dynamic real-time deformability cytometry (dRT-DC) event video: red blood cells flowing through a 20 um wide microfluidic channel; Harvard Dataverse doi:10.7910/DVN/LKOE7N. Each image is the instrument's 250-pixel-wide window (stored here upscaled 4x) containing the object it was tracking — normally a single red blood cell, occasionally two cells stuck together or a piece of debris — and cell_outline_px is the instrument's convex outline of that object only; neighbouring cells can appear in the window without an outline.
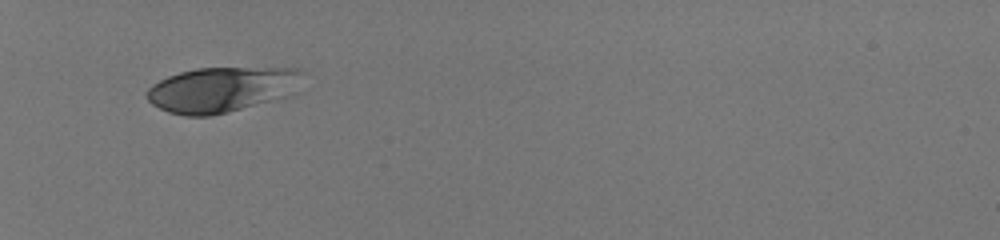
{"species": "human", "species_latin": "Homo sapiens", "temperature_condition": "room temperature", "stored_images_in_passage": 34, "camera_frame_rate_fps": 3000, "um_per_image_px": 0.085, "donor": {"sex": "male"}, "frame": {"image": 1, "passage_image": 1, "time_ms": 0.0, "image_size_px": [1000, 240], "cell_outline_px": [[304, 72], [264, 100], [228, 112], [212, 116], [184, 116], [168, 112], [152, 104], [148, 100], [148, 88], [152, 84], [168, 76], [180, 72], [196, 68], [300, 68]], "centroid_in_image_um": [18.5, 7.59], "position_along_channel_um": 66.5, "area_um2": 38.32}}
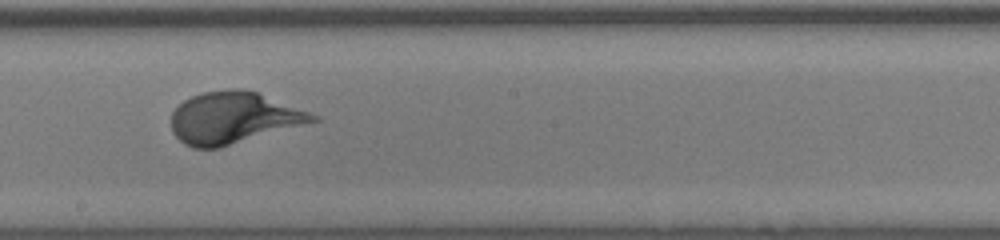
{"frame": {"image": 2, "passage_image": 15, "time_ms": 4.667, "image_size_px": [1000, 240], "cell_outline_px": [[320, 120], [220, 148], [192, 148], [184, 144], [172, 132], [172, 112], [184, 100], [192, 96], [204, 92], [232, 88], [240, 88], [256, 92], [320, 116]], "centroid_in_image_um": [19.83, 10.02], "position_along_channel_um": 228.4, "area_um2": 42.37}}
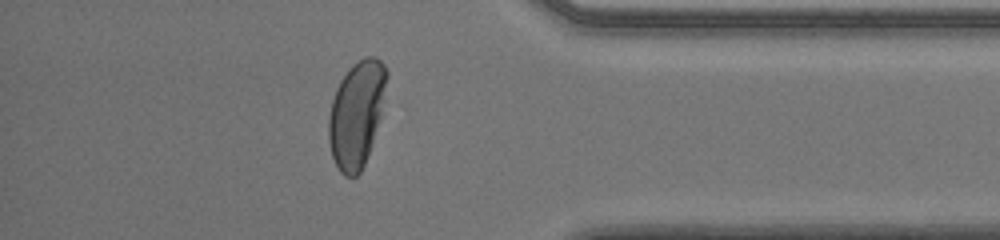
{"frame": {"image": 3, "passage_image": 29, "time_ms": 9.333, "image_size_px": [1000, 240], "cell_outline_px": [[388, 104], [364, 164], [360, 172], [356, 176], [344, 176], [340, 172], [332, 156], [328, 140], [328, 116], [332, 100], [336, 88], [340, 80], [348, 68], [352, 64], [364, 56], [376, 56], [384, 64], [388, 72]], "centroid_in_image_um": [30.37, 9.64], "position_along_channel_um": 404.8, "area_um2": 37.22}}